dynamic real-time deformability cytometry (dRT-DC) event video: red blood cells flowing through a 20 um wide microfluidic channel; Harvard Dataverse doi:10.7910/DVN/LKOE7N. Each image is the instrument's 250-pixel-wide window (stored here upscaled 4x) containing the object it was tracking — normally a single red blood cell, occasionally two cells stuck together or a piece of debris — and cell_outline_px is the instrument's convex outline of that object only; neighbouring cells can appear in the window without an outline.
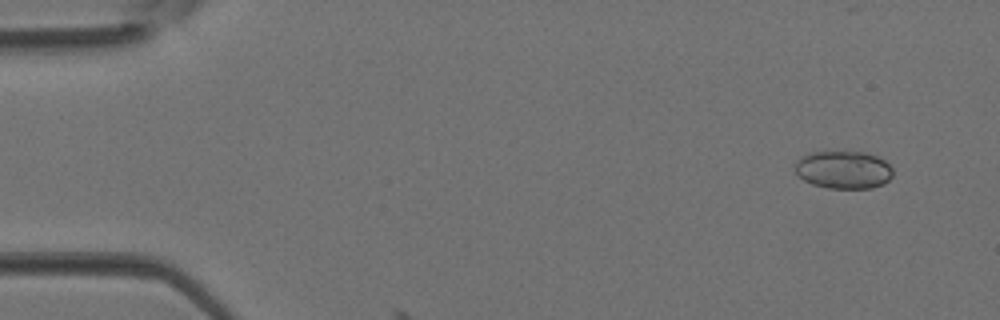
{"species": "Egyptian fruit bat (a non-hibernating species)", "species_latin": "Rousettus aegyptiacus", "temperature_condition": "room temperature", "stored_images_in_passage": 5, "segment_of_instrument_passage": [2, 2], "camera_frame_rate_fps": 3000, "um_per_image_px": 0.085, "animal": {"sex": "female"}, "frame": {"image": 1, "passage_image": 5, "time_ms": 1.333, "image_size_px": [1000, 320], "cell_outline_px": [[892, 176], [884, 184], [872, 188], [828, 188], [812, 184], [804, 180], [796, 172], [796, 160], [812, 152], [864, 152], [876, 156], [884, 160], [892, 168]], "centroid_in_image_um": [71.72, 14.44], "position_along_channel_um": 13.3, "area_um2": 21.39}}